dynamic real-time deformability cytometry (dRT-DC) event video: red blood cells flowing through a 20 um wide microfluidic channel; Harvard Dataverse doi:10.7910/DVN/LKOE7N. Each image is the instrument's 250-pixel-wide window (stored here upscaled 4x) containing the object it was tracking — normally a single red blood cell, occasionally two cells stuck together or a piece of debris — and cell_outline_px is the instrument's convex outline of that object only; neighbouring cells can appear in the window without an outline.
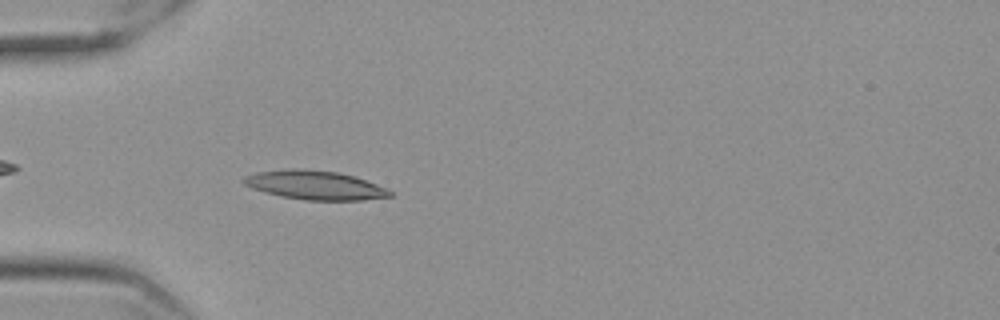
{"species": "Egyptian fruit bat (a non-hibernating species)", "species_latin": "Rousettus aegyptiacus", "temperature_condition": "cold", "stored_images_in_passage": 46, "camera_frame_rate_fps": 3000, "um_per_image_px": 0.085, "frame": {"image": 1, "passage_image": 7, "time_ms": 2.0, "image_size_px": [1000, 320], "cell_outline_px": [[392, 196], [360, 200], [304, 200], [280, 196], [264, 192], [252, 188], [244, 184], [240, 180], [244, 176], [256, 172], [284, 168], [300, 168], [336, 172], [356, 176], [388, 188], [392, 192]], "centroid_in_image_um": [26.74, 15.72], "position_along_channel_um": 58.3, "area_um2": 24.97}}
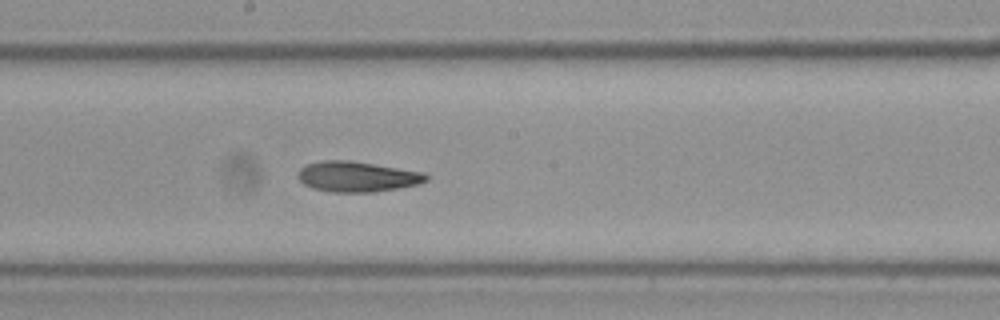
{"frame": {"image": 2, "passage_image": 21, "time_ms": 6.667, "image_size_px": [1000, 320], "cell_outline_px": [[428, 180], [420, 184], [372, 192], [332, 192], [312, 188], [304, 184], [296, 176], [300, 168], [308, 164], [320, 160], [348, 160], [424, 172], [428, 176]], "centroid_in_image_um": [30.34, 15.01], "position_along_channel_um": 217.9, "area_um2": 22.66}}
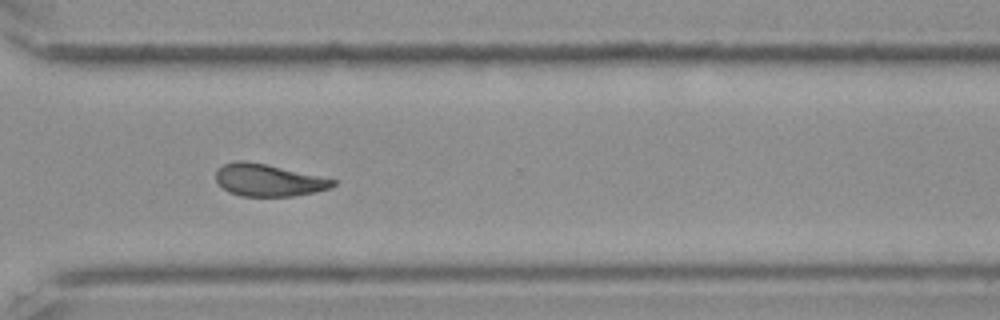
{"frame": {"image": 3, "passage_image": 32, "time_ms": 10.333, "image_size_px": [1000, 320], "cell_outline_px": [[336, 184], [328, 188], [316, 192], [292, 196], [240, 196], [228, 192], [216, 180], [216, 172], [224, 164], [236, 160], [244, 160], [264, 164], [336, 180]], "centroid_in_image_um": [22.78, 15.32], "position_along_channel_um": 347.8, "area_um2": 21.56}, "authors_computed_cell_mechanics": {"area_um2": 22.6576, "velocity_mm_per_s": 3.5436, "shape_relaxation_time_tau1_ms": 6.7822, "shape_relaxation_time_tau2_ms": 4.7503, "deformation_change_tau1": 0.1512, "deformation_change_tau2": 0.1171}}